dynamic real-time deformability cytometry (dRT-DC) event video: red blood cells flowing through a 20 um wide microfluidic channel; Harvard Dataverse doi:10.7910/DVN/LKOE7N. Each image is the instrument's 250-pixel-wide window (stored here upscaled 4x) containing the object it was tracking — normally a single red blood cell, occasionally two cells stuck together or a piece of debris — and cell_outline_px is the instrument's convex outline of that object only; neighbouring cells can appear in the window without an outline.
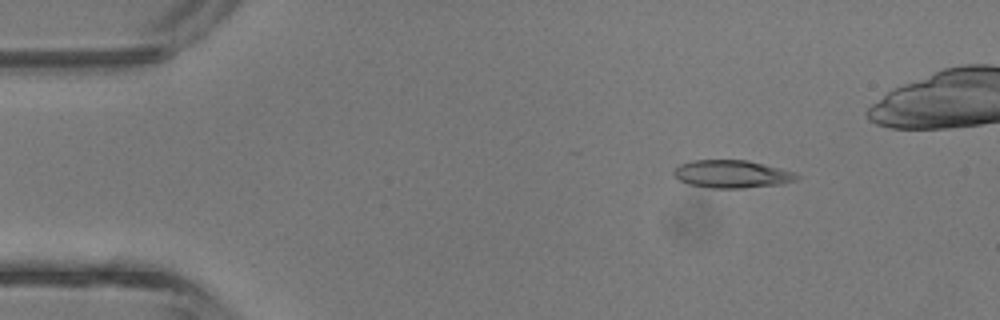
{"species": "common noctule bat (a hibernating species)", "species_latin": "Nyctalus noctula", "temperature_condition": "room temperature", "stored_images_in_passage": 40, "camera_frame_rate_fps": 3000, "um_per_image_px": 0.085, "animal": {"sex": "male", "body_mass_g": 13.3}, "frame": {"image": 1, "passage_image": 6, "time_ms": 1.667, "image_size_px": [1000, 320], "cell_outline_px": [[804, 176], [800, 180], [784, 184], [744, 188], [712, 188], [688, 184], [680, 180], [672, 172], [680, 164], [692, 160], [748, 160], [796, 172]], "centroid_in_image_um": [62.32, 14.8], "position_along_channel_um": 22.7, "area_um2": 20.23}}
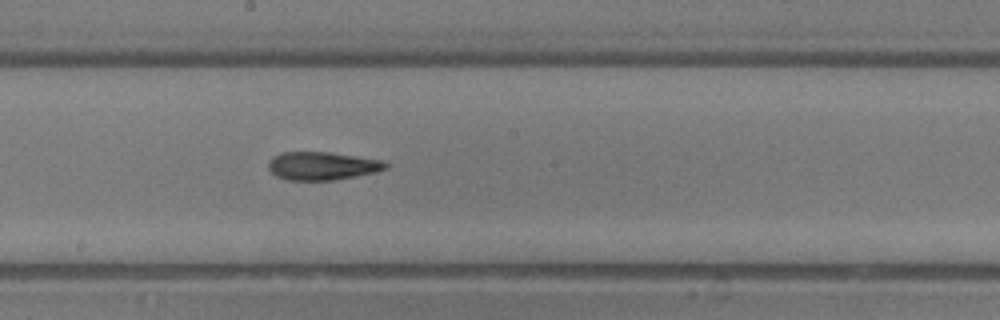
{"frame": {"image": 2, "passage_image": 23, "time_ms": 7.333, "image_size_px": [1000, 320], "cell_outline_px": [[392, 164], [388, 168], [376, 172], [332, 180], [288, 180], [276, 176], [268, 168], [268, 160], [272, 156], [280, 152], [328, 152], [384, 160]], "centroid_in_image_um": [27.4, 14.09], "position_along_channel_um": 220.8, "area_um2": 19.42}}
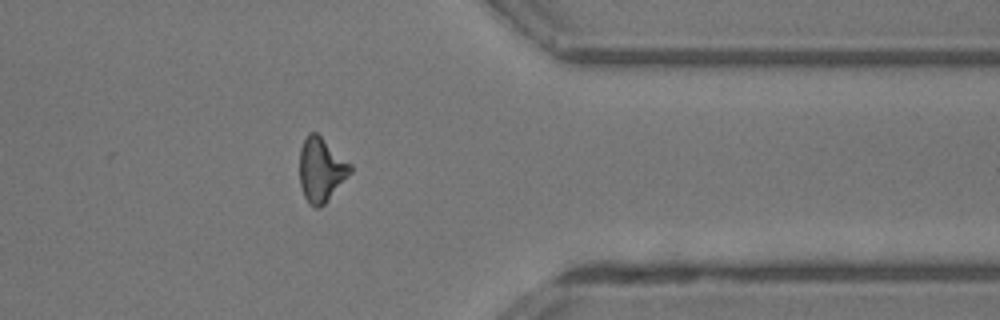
{"frame": {"image": 3, "passage_image": 34, "time_ms": 11.0, "image_size_px": [1000, 320], "cell_outline_px": [[352, 172], [324, 204], [320, 208], [312, 208], [308, 204], [304, 196], [300, 184], [300, 148], [308, 132], [316, 132], [352, 164]], "centroid_in_image_um": [27.3, 14.44], "position_along_channel_um": 384.1, "area_um2": 19.02}, "authors_computed_cell_mechanics": {"area_um2": 19.363, "velocity_mm_per_s": 4.8302, "shape_relaxation_time_tau1_ms": 4.5383, "shape_relaxation_time_tau2_ms": 3.1053, "deformation_change_tau1": 0.1658, "deformation_change_tau2": 0.1471}}